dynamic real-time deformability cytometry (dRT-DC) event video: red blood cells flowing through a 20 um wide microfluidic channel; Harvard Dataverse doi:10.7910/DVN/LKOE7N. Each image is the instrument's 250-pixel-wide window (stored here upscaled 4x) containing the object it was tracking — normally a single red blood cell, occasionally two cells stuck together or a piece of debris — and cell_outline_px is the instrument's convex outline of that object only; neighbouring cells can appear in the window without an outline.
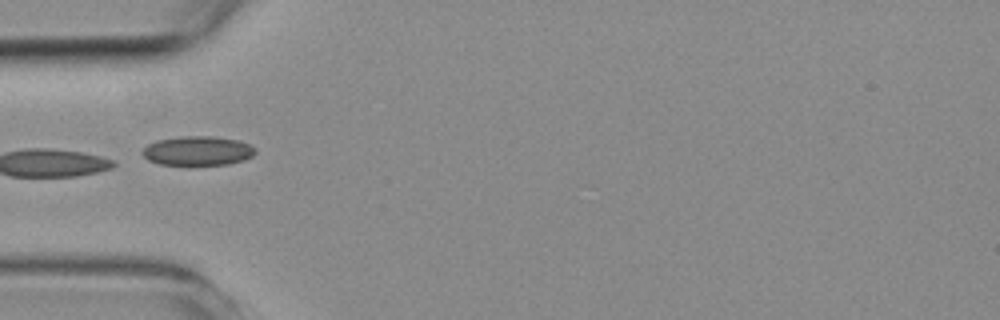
{"species": "common noctule bat (a hibernating species)", "species_latin": "Nyctalus noctula", "temperature_condition": "room temperature", "stored_images_in_passage": 3, "camera_frame_rate_fps": 3000, "um_per_image_px": 0.085, "animal": {"sex": "female", "body_mass_g": 19.3, "forearm_length_mm": 54.1}, "frame": {"image": 1, "passage_image": 2, "time_ms": 1.333, "image_size_px": [1000, 320], "cell_outline_px": [[256, 152], [252, 156], [244, 160], [228, 164], [160, 164], [148, 160], [140, 152], [148, 144], [156, 140], [180, 136], [212, 136], [240, 140], [256, 148]], "centroid_in_image_um": [16.81, 12.8], "position_along_channel_um": 68.2, "area_um2": 19.25}}
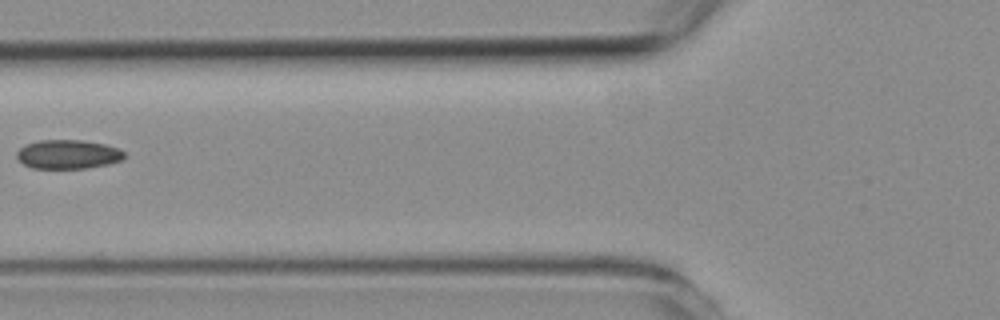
{"frame": {"image": 2, "passage_image": 3, "time_ms": 2.667, "image_size_px": [1000, 320], "cell_outline_px": [[124, 156], [120, 160], [108, 164], [88, 168], [32, 168], [24, 164], [16, 156], [16, 152], [20, 148], [28, 144], [40, 140], [80, 140], [104, 144], [120, 148], [124, 152]], "centroid_in_image_um": [5.79, 13.11], "position_along_channel_um": 120.0, "area_um2": 18.03}}